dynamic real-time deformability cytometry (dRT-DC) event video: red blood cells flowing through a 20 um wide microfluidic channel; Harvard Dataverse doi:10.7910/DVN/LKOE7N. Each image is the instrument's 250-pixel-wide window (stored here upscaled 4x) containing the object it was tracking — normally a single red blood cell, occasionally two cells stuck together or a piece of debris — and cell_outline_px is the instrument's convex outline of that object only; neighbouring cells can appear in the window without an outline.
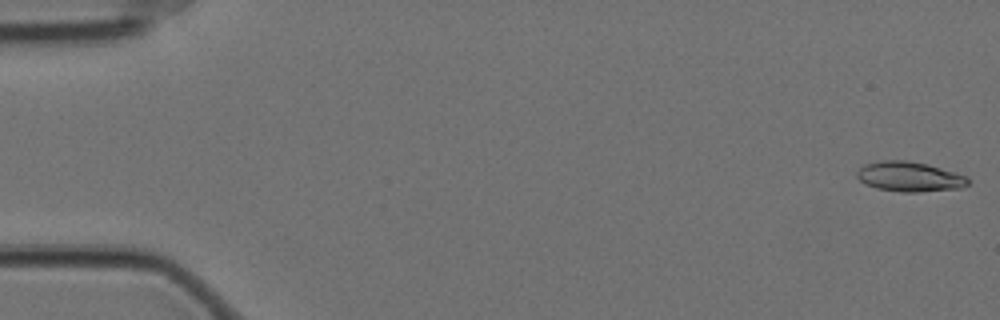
{"species": "Egyptian fruit bat (a non-hibernating species)", "species_latin": "Rousettus aegyptiacus", "temperature_condition": "cold", "stored_images_in_passage": 13, "camera_frame_rate_fps": 3000, "um_per_image_px": 0.085, "animal": {"sex": "female"}, "frame": {"image": 1, "passage_image": 1, "time_ms": 0.0, "image_size_px": [1000, 320], "cell_outline_px": [[968, 184], [960, 188], [920, 192], [900, 192], [876, 188], [864, 184], [856, 176], [856, 172], [864, 164], [880, 160], [908, 160], [928, 164], [968, 176]], "centroid_in_image_um": [77.28, 15.01], "position_along_channel_um": 7.7, "area_um2": 19.54}}
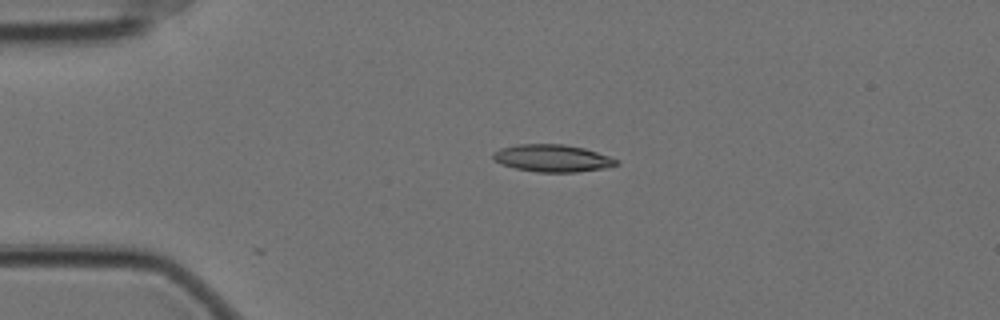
{"frame": {"image": 2, "passage_image": 13, "time_ms": 4.0, "image_size_px": [1000, 320], "cell_outline_px": [[620, 164], [604, 168], [576, 172], [536, 172], [516, 168], [500, 164], [492, 160], [492, 152], [500, 148], [516, 144], [564, 144], [584, 148], [620, 160]], "centroid_in_image_um": [46.92, 13.44], "position_along_channel_um": 38.1, "area_um2": 19.77}}